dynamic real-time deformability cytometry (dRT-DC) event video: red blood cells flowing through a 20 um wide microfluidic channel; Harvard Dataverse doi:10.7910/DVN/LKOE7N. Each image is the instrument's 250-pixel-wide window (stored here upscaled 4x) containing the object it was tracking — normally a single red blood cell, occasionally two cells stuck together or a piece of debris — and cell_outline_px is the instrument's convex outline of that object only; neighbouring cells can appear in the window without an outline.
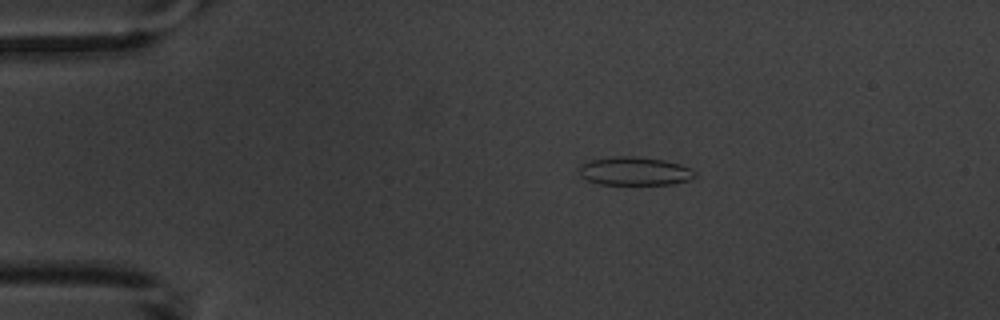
{"species": "common noctule bat (a hibernating species)", "species_latin": "Nyctalus noctula", "temperature_condition": "warm", "stored_images_in_passage": 9, "camera_frame_rate_fps": 3000, "um_per_image_px": 0.085, "animal": {"sex": "male", "body_mass_g": 20.1, "forearm_length_mm": 53.5}, "frame": {"image": 1, "passage_image": 1, "time_ms": 0.0, "image_size_px": [1000, 320], "cell_outline_px": [[696, 176], [688, 180], [672, 184], [600, 184], [588, 180], [580, 176], [580, 164], [584, 160], [612, 156], [636, 156], [664, 160], [680, 164], [692, 168], [696, 172]], "centroid_in_image_um": [53.92, 14.53], "position_along_channel_um": 31.1, "area_um2": 19.42}}
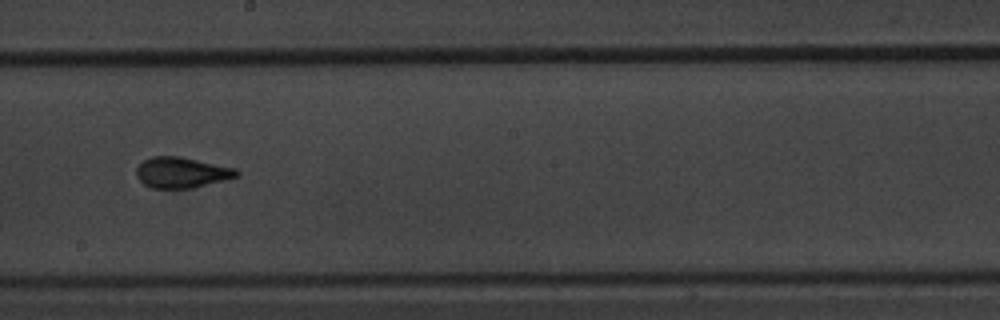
{"frame": {"image": 2, "passage_image": 7, "time_ms": 7.0, "image_size_px": [1000, 320], "cell_outline_px": [[240, 176], [192, 188], [152, 188], [144, 184], [136, 176], [136, 168], [144, 160], [152, 156], [180, 156], [236, 168], [240, 172]], "centroid_in_image_um": [15.45, 14.66], "position_along_channel_um": 232.7, "area_um2": 17.98}}
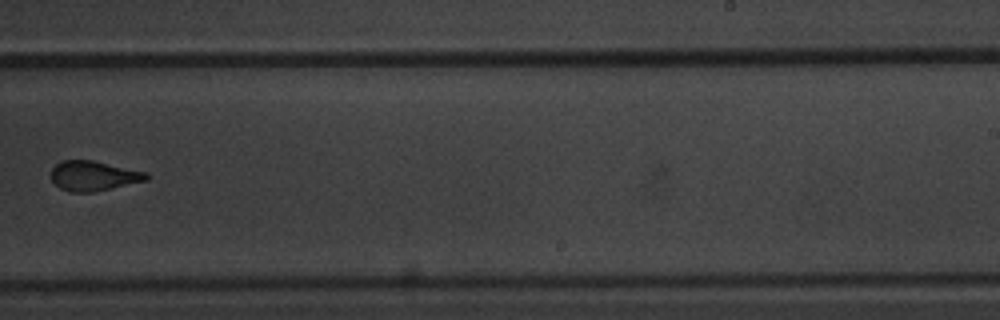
{"frame": {"image": 3, "passage_image": 8, "time_ms": 8.333, "image_size_px": [1000, 320], "cell_outline_px": [[148, 180], [92, 192], [68, 192], [60, 188], [52, 180], [52, 168], [60, 160], [92, 160], [148, 172]], "centroid_in_image_um": [7.95, 14.94], "position_along_channel_um": 281.1, "area_um2": 16.53}}